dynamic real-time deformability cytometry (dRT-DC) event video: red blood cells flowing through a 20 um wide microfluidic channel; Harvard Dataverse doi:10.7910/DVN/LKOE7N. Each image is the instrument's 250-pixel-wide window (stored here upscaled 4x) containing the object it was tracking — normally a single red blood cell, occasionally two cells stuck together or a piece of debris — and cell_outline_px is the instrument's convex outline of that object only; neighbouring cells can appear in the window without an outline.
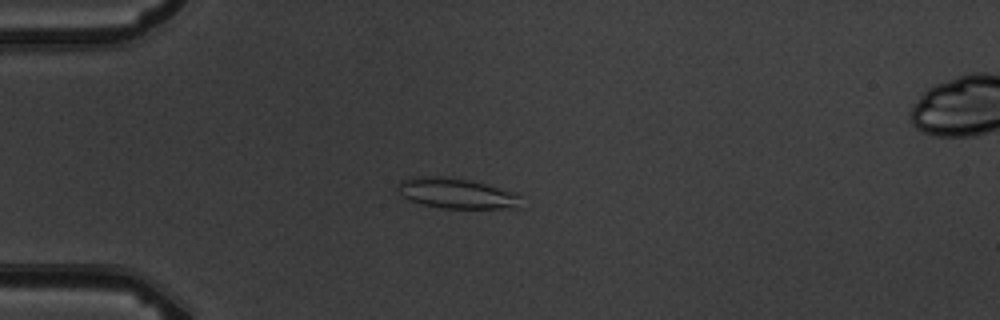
{"species": "common noctule bat (a hibernating species)", "species_latin": "Nyctalus noctula", "temperature_condition": "warm", "stored_images_in_passage": 7, "camera_frame_rate_fps": 3000, "um_per_image_px": 0.085, "animal": {"sex": "male", "body_mass_g": 19.5, "forearm_length_mm": 54.6}, "frame": {"image": 1, "passage_image": 5, "time_ms": 4.667, "image_size_px": [1000, 320], "cell_outline_px": [[520, 208], [440, 208], [420, 204], [408, 200], [396, 192], [396, 184], [400, 180], [412, 176], [452, 176], [516, 192], [520, 196]], "centroid_in_image_um": [38.72, 16.42], "position_along_channel_um": 46.3, "area_um2": 22.25}}
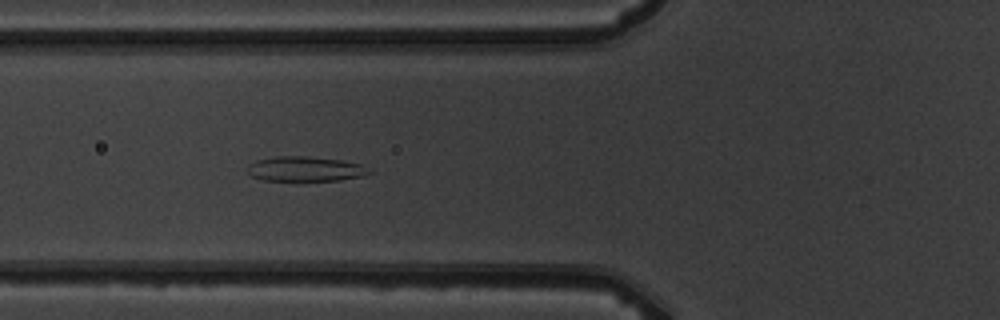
{"frame": {"image": 2, "passage_image": 7, "time_ms": 6.667, "image_size_px": [1000, 320], "cell_outline_px": [[372, 172], [364, 176], [340, 180], [296, 184], [264, 180], [252, 176], [244, 172], [244, 168], [248, 164], [256, 160], [276, 156], [308, 156], [340, 160], [360, 164]], "centroid_in_image_um": [25.84, 14.41], "position_along_channel_um": 100.0, "area_um2": 18.79}}